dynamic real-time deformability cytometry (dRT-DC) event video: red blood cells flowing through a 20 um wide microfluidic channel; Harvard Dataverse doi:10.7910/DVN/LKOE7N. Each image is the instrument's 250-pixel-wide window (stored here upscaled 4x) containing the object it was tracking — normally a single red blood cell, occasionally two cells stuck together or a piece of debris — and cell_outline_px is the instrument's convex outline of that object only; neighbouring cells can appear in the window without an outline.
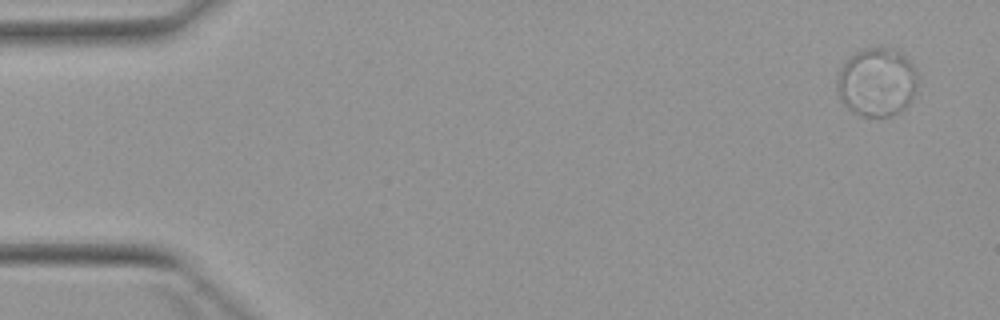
{"species": "Egyptian fruit bat (a non-hibernating species)", "species_latin": "Rousettus aegyptiacus", "temperature_condition": "warm", "stored_images_in_passage": 5, "camera_frame_rate_fps": 3000, "um_per_image_px": 0.085, "animal": {"sex": "female"}, "frame": {"image": 1, "passage_image": 1, "time_ms": 0.0, "image_size_px": [1000, 320], "cell_outline_px": [[916, 84], [912, 96], [892, 116], [860, 116], [848, 108], [840, 100], [836, 88], [836, 80], [840, 68], [856, 52], [864, 48], [896, 48], [912, 64], [916, 72]], "centroid_in_image_um": [74.48, 6.96], "position_along_channel_um": 10.5, "area_um2": 31.67}}
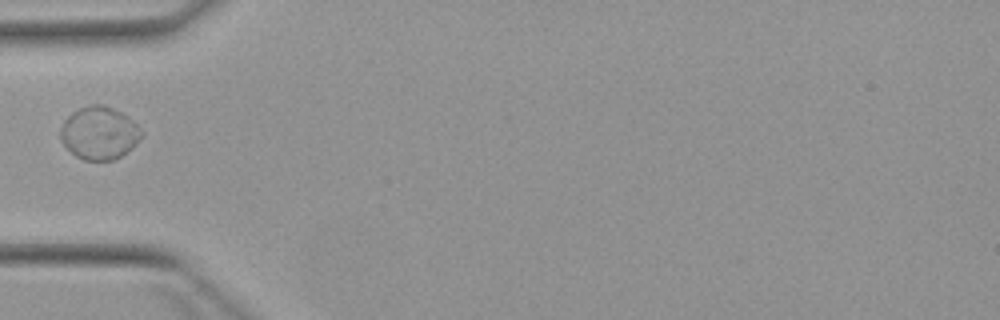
{"frame": {"image": 2, "passage_image": 4, "time_ms": 5.0, "image_size_px": [1000, 320], "cell_outline_px": [[140, 136], [132, 148], [116, 160], [84, 160], [76, 156], [60, 140], [60, 128], [64, 120], [72, 112], [88, 104], [100, 104], [112, 108], [120, 112], [132, 120], [136, 124], [140, 132]], "centroid_in_image_um": [8.39, 11.31], "position_along_channel_um": 76.6, "area_um2": 24.62}}
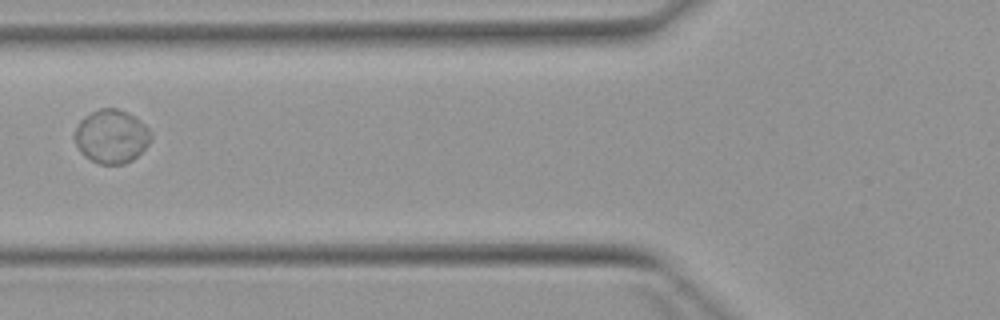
{"frame": {"image": 3, "passage_image": 5, "time_ms": 6.0, "image_size_px": [1000, 320], "cell_outline_px": [[152, 140], [132, 160], [124, 164], [100, 164], [84, 156], [80, 152], [72, 136], [80, 120], [84, 116], [100, 108], [116, 108], [140, 120], [148, 128], [152, 136]], "centroid_in_image_um": [9.44, 11.6], "position_along_channel_um": 116.4, "area_um2": 23.76}}